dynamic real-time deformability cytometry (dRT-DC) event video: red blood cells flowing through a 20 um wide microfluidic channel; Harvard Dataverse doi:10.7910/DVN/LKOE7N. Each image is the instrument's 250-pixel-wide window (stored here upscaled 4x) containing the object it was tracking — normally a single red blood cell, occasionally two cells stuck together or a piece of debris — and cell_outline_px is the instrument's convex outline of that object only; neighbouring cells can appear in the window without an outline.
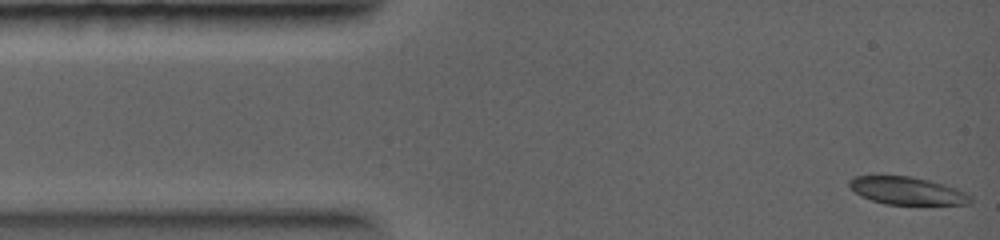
{"species": "common noctule bat (a hibernating species)", "species_latin": "Nyctalus noctula", "temperature_condition": "warm", "stored_images_in_passage": 46, "camera_frame_rate_fps": 5000, "um_per_image_px": 0.085, "animal": {"sex": "female", "body_mass_g": 19.0, "forearm_length_mm": 56.7}, "frame": {"image": 1, "passage_image": 1, "time_ms": 0.0, "image_size_px": [1000, 240], "cell_outline_px": [[972, 200], [968, 204], [884, 204], [860, 196], [848, 184], [848, 180], [852, 176], [912, 176], [944, 184], [956, 188], [972, 196]], "centroid_in_image_um": [77.09, 16.21], "position_along_channel_um": 7.9, "area_um2": 19.42}}
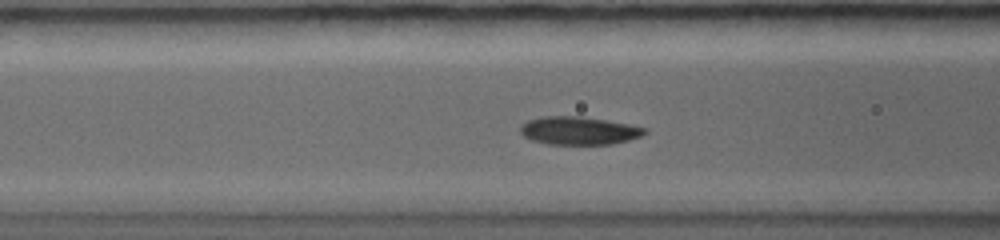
{"frame": {"image": 2, "passage_image": 17, "time_ms": 3.6, "image_size_px": [1000, 240], "cell_outline_px": [[648, 132], [640, 136], [628, 140], [612, 144], [548, 144], [532, 140], [524, 136], [520, 132], [520, 124], [528, 120], [540, 116], [580, 116], [628, 124], [648, 128]], "centroid_in_image_um": [49.18, 11.1], "position_along_channel_um": 117.4, "area_um2": 20.35}}
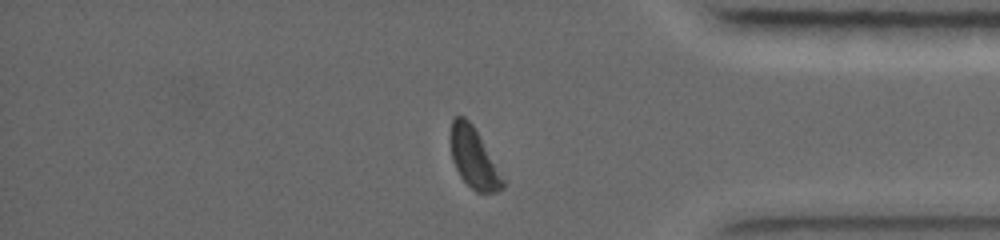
{"frame": {"image": 3, "passage_image": 43, "time_ms": 9.2, "image_size_px": [1000, 240], "cell_outline_px": [[504, 188], [496, 192], [476, 192], [460, 176], [452, 160], [452, 120], [456, 116], [464, 116], [472, 124], [504, 180]], "centroid_in_image_um": [40.27, 13.46], "position_along_channel_um": 394.9, "area_um2": 17.51}}